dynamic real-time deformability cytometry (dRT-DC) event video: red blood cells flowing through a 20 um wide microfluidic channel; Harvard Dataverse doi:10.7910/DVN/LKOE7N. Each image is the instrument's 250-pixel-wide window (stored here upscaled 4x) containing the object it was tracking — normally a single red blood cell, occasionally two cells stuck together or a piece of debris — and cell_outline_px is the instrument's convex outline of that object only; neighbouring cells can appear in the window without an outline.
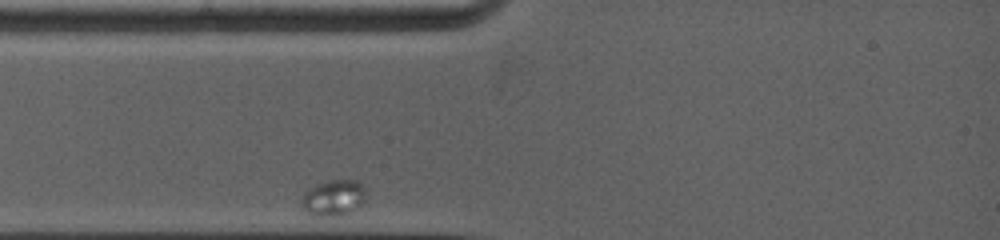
{"species": "common noctule bat (a hibernating species)", "species_latin": "Nyctalus noctula", "temperature_condition": "warm", "stored_images_in_passage": 2, "camera_frame_rate_fps": 5000, "um_per_image_px": 0.085, "animal": {"sex": "female", "body_mass_g": 19.0, "forearm_length_mm": 53.3}, "frame": {"image": 1, "passage_image": 1, "time_ms": 0.0, "image_size_px": [1000, 240], "cell_outline_px": [[368, 196], [356, 208], [348, 212], [328, 216], [316, 216], [308, 212], [304, 208], [304, 192], [308, 188], [328, 180], [356, 180], [364, 188]], "centroid_in_image_um": [28.38, 16.78], "position_along_channel_um": 56.6, "area_um2": 13.06}}